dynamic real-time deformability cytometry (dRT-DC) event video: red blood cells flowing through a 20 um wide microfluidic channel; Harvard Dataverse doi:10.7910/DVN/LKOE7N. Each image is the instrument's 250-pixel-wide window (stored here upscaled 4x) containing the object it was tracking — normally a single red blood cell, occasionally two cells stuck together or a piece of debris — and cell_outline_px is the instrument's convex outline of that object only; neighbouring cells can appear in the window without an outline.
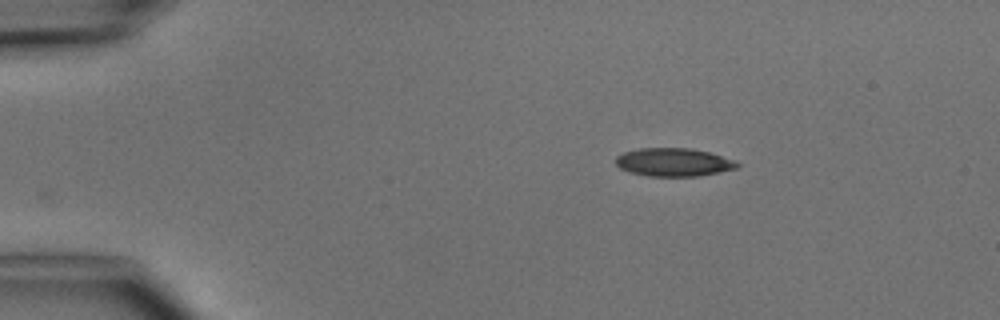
{"species": "common noctule bat (a hibernating species)", "species_latin": "Nyctalus noctula", "temperature_condition": "cold", "stored_images_in_passage": 3, "camera_frame_rate_fps": 3000, "um_per_image_px": 0.085, "animal": {"sex": "male", "body_mass_g": 15.6}, "frame": {"image": 1, "passage_image": 3, "time_ms": 3.0, "image_size_px": [1000, 320], "cell_outline_px": [[740, 164], [736, 168], [720, 172], [700, 176], [648, 176], [628, 172], [620, 168], [616, 164], [616, 156], [624, 152], [640, 148], [692, 148], [708, 152], [736, 160]], "centroid_in_image_um": [57.26, 13.79], "position_along_channel_um": 27.7, "area_um2": 20.06}}